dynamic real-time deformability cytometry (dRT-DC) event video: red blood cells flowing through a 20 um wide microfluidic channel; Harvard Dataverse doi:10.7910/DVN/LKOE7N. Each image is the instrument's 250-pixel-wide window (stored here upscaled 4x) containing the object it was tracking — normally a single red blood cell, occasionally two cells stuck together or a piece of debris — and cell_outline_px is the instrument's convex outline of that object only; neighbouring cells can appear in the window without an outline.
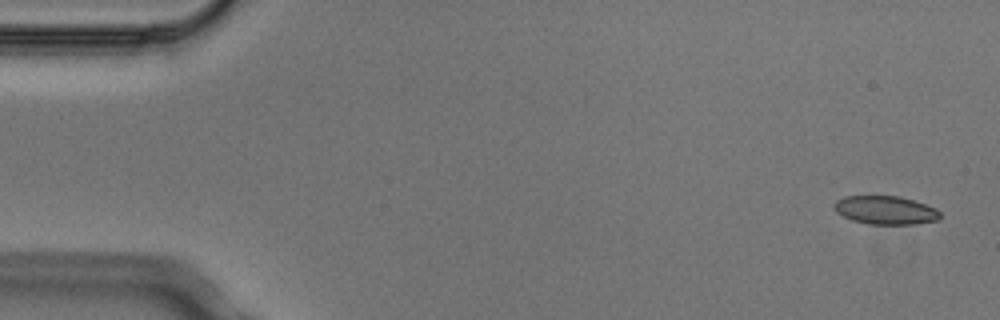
{"species": "Egyptian fruit bat (a non-hibernating species)", "species_latin": "Rousettus aegyptiacus", "temperature_condition": "cold", "stored_images_in_passage": 4, "camera_frame_rate_fps": 3000, "um_per_image_px": 0.085, "animal": {"sex": "male"}, "frame": {"image": 1, "passage_image": 1, "time_ms": 0.0, "image_size_px": [1000, 320], "cell_outline_px": [[940, 216], [936, 220], [916, 224], [868, 224], [852, 220], [836, 212], [836, 200], [844, 196], [900, 196], [936, 208], [940, 212]], "centroid_in_image_um": [75.27, 17.86], "position_along_channel_um": 9.7, "area_um2": 17.34}}